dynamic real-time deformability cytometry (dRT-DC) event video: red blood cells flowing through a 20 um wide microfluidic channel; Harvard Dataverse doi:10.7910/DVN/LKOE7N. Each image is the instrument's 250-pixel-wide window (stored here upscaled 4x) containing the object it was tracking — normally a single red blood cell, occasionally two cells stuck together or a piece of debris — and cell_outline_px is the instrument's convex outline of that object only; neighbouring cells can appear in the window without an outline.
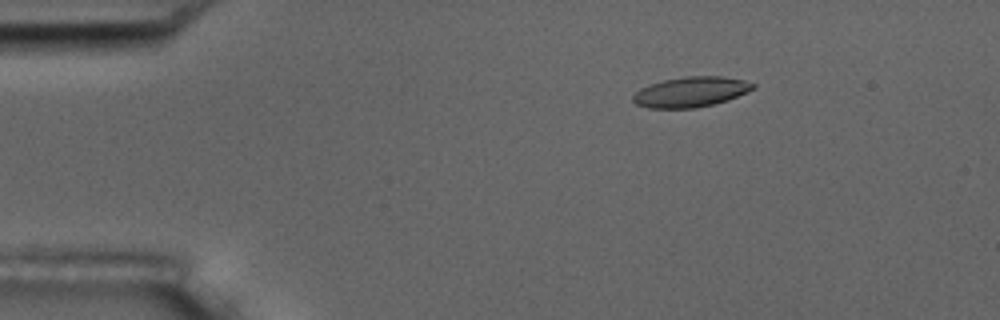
{"species": "common noctule bat (a hibernating species)", "species_latin": "Nyctalus noctula", "temperature_condition": "room temperature", "stored_images_in_passage": 5, "camera_frame_rate_fps": 3000, "um_per_image_px": 0.085, "animal": {"sex": "male", "body_mass_g": 17.5, "forearm_length_mm": 52.3}, "frame": {"image": 1, "passage_image": 3, "time_ms": 2.333, "image_size_px": [1000, 320], "cell_outline_px": [[756, 88], [748, 92], [728, 100], [696, 108], [648, 108], [636, 104], [632, 100], [632, 96], [640, 88], [664, 80], [684, 76], [720, 76], [744, 80], [756, 84]], "centroid_in_image_um": [58.74, 7.81], "position_along_channel_um": 26.3, "area_um2": 21.15}}